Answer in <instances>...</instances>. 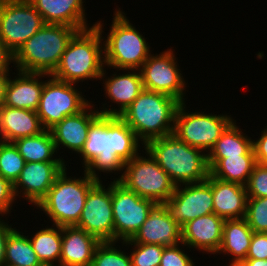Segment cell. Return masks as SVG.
I'll use <instances>...</instances> for the list:
<instances>
[{
	"instance_id": "ba28073f",
	"label": "cell",
	"mask_w": 267,
	"mask_h": 266,
	"mask_svg": "<svg viewBox=\"0 0 267 266\" xmlns=\"http://www.w3.org/2000/svg\"><path fill=\"white\" fill-rule=\"evenodd\" d=\"M145 153L147 158L139 153L127 161L124 164V172L115 180L138 196L163 204L173 195L176 185L151 155L146 151Z\"/></svg>"
},
{
	"instance_id": "4316f807",
	"label": "cell",
	"mask_w": 267,
	"mask_h": 266,
	"mask_svg": "<svg viewBox=\"0 0 267 266\" xmlns=\"http://www.w3.org/2000/svg\"><path fill=\"white\" fill-rule=\"evenodd\" d=\"M209 173L226 182L246 185L254 166L255 155L228 156L227 158H207Z\"/></svg>"
},
{
	"instance_id": "8d00e7d4",
	"label": "cell",
	"mask_w": 267,
	"mask_h": 266,
	"mask_svg": "<svg viewBox=\"0 0 267 266\" xmlns=\"http://www.w3.org/2000/svg\"><path fill=\"white\" fill-rule=\"evenodd\" d=\"M247 197H267V169L256 164L245 185Z\"/></svg>"
},
{
	"instance_id": "9a60e30c",
	"label": "cell",
	"mask_w": 267,
	"mask_h": 266,
	"mask_svg": "<svg viewBox=\"0 0 267 266\" xmlns=\"http://www.w3.org/2000/svg\"><path fill=\"white\" fill-rule=\"evenodd\" d=\"M97 181L89 190L79 222L75 225L100 242L114 241L111 183L107 188Z\"/></svg>"
},
{
	"instance_id": "8fae6325",
	"label": "cell",
	"mask_w": 267,
	"mask_h": 266,
	"mask_svg": "<svg viewBox=\"0 0 267 266\" xmlns=\"http://www.w3.org/2000/svg\"><path fill=\"white\" fill-rule=\"evenodd\" d=\"M114 241L130 240L157 203L138 196L118 180L111 182Z\"/></svg>"
},
{
	"instance_id": "d6986e66",
	"label": "cell",
	"mask_w": 267,
	"mask_h": 266,
	"mask_svg": "<svg viewBox=\"0 0 267 266\" xmlns=\"http://www.w3.org/2000/svg\"><path fill=\"white\" fill-rule=\"evenodd\" d=\"M93 107L94 104L92 105L90 102L79 113L66 116L49 129L56 150L64 147L77 154L81 152L87 140L91 123L100 115L98 108L93 110Z\"/></svg>"
},
{
	"instance_id": "e575fe53",
	"label": "cell",
	"mask_w": 267,
	"mask_h": 266,
	"mask_svg": "<svg viewBox=\"0 0 267 266\" xmlns=\"http://www.w3.org/2000/svg\"><path fill=\"white\" fill-rule=\"evenodd\" d=\"M124 246H132L130 251L132 266H159L163 250L166 246L157 244L125 243ZM126 244V245H125Z\"/></svg>"
},
{
	"instance_id": "5b68a950",
	"label": "cell",
	"mask_w": 267,
	"mask_h": 266,
	"mask_svg": "<svg viewBox=\"0 0 267 266\" xmlns=\"http://www.w3.org/2000/svg\"><path fill=\"white\" fill-rule=\"evenodd\" d=\"M66 169L56 177L47 195L36 206L54 226H75L79 222L88 192L97 182L85 171L82 178L69 177Z\"/></svg>"
},
{
	"instance_id": "603a6c76",
	"label": "cell",
	"mask_w": 267,
	"mask_h": 266,
	"mask_svg": "<svg viewBox=\"0 0 267 266\" xmlns=\"http://www.w3.org/2000/svg\"><path fill=\"white\" fill-rule=\"evenodd\" d=\"M101 242L77 226H62L60 266H91Z\"/></svg>"
},
{
	"instance_id": "e0dca14e",
	"label": "cell",
	"mask_w": 267,
	"mask_h": 266,
	"mask_svg": "<svg viewBox=\"0 0 267 266\" xmlns=\"http://www.w3.org/2000/svg\"><path fill=\"white\" fill-rule=\"evenodd\" d=\"M125 243L176 246L182 243L181 226L170 217L163 204H157L134 237Z\"/></svg>"
},
{
	"instance_id": "d590c367",
	"label": "cell",
	"mask_w": 267,
	"mask_h": 266,
	"mask_svg": "<svg viewBox=\"0 0 267 266\" xmlns=\"http://www.w3.org/2000/svg\"><path fill=\"white\" fill-rule=\"evenodd\" d=\"M245 219L253 232L267 233V197H248Z\"/></svg>"
},
{
	"instance_id": "4dcf8cb0",
	"label": "cell",
	"mask_w": 267,
	"mask_h": 266,
	"mask_svg": "<svg viewBox=\"0 0 267 266\" xmlns=\"http://www.w3.org/2000/svg\"><path fill=\"white\" fill-rule=\"evenodd\" d=\"M15 229L8 235L4 266H45L32 248L29 236Z\"/></svg>"
},
{
	"instance_id": "52a82bcc",
	"label": "cell",
	"mask_w": 267,
	"mask_h": 266,
	"mask_svg": "<svg viewBox=\"0 0 267 266\" xmlns=\"http://www.w3.org/2000/svg\"><path fill=\"white\" fill-rule=\"evenodd\" d=\"M141 141L120 116L104 115L103 151L83 169L90 177L100 181L99 172H123L124 164L136 155Z\"/></svg>"
},
{
	"instance_id": "83f0119b",
	"label": "cell",
	"mask_w": 267,
	"mask_h": 266,
	"mask_svg": "<svg viewBox=\"0 0 267 266\" xmlns=\"http://www.w3.org/2000/svg\"><path fill=\"white\" fill-rule=\"evenodd\" d=\"M233 120L222 132L207 158H227L228 156L255 155L253 139L245 135Z\"/></svg>"
},
{
	"instance_id": "74e56055",
	"label": "cell",
	"mask_w": 267,
	"mask_h": 266,
	"mask_svg": "<svg viewBox=\"0 0 267 266\" xmlns=\"http://www.w3.org/2000/svg\"><path fill=\"white\" fill-rule=\"evenodd\" d=\"M180 247V244L165 247L159 266H195L193 259Z\"/></svg>"
},
{
	"instance_id": "2e32d148",
	"label": "cell",
	"mask_w": 267,
	"mask_h": 266,
	"mask_svg": "<svg viewBox=\"0 0 267 266\" xmlns=\"http://www.w3.org/2000/svg\"><path fill=\"white\" fill-rule=\"evenodd\" d=\"M66 166L64 161L25 163L19 178L13 184L15 198L21 194L31 205L37 206Z\"/></svg>"
},
{
	"instance_id": "f35d334b",
	"label": "cell",
	"mask_w": 267,
	"mask_h": 266,
	"mask_svg": "<svg viewBox=\"0 0 267 266\" xmlns=\"http://www.w3.org/2000/svg\"><path fill=\"white\" fill-rule=\"evenodd\" d=\"M246 259L267 260V233H253Z\"/></svg>"
},
{
	"instance_id": "6da1fadb",
	"label": "cell",
	"mask_w": 267,
	"mask_h": 266,
	"mask_svg": "<svg viewBox=\"0 0 267 266\" xmlns=\"http://www.w3.org/2000/svg\"><path fill=\"white\" fill-rule=\"evenodd\" d=\"M104 24L95 22V26L78 31L69 41L60 62L51 74L52 77L68 83L84 80H100L104 64Z\"/></svg>"
},
{
	"instance_id": "44dd1931",
	"label": "cell",
	"mask_w": 267,
	"mask_h": 266,
	"mask_svg": "<svg viewBox=\"0 0 267 266\" xmlns=\"http://www.w3.org/2000/svg\"><path fill=\"white\" fill-rule=\"evenodd\" d=\"M17 71V76L14 79L10 76L8 80L4 105L37 111L45 83L42 78L49 77V74Z\"/></svg>"
},
{
	"instance_id": "277c9868",
	"label": "cell",
	"mask_w": 267,
	"mask_h": 266,
	"mask_svg": "<svg viewBox=\"0 0 267 266\" xmlns=\"http://www.w3.org/2000/svg\"><path fill=\"white\" fill-rule=\"evenodd\" d=\"M78 31L71 26L45 24L13 55L15 68L23 72L51 75L69 41Z\"/></svg>"
},
{
	"instance_id": "3957f363",
	"label": "cell",
	"mask_w": 267,
	"mask_h": 266,
	"mask_svg": "<svg viewBox=\"0 0 267 266\" xmlns=\"http://www.w3.org/2000/svg\"><path fill=\"white\" fill-rule=\"evenodd\" d=\"M180 103L167 94L144 89L120 117L144 146L150 140L173 134Z\"/></svg>"
},
{
	"instance_id": "f6af8a7d",
	"label": "cell",
	"mask_w": 267,
	"mask_h": 266,
	"mask_svg": "<svg viewBox=\"0 0 267 266\" xmlns=\"http://www.w3.org/2000/svg\"><path fill=\"white\" fill-rule=\"evenodd\" d=\"M238 266H267V260H264V259H245Z\"/></svg>"
},
{
	"instance_id": "836d02e7",
	"label": "cell",
	"mask_w": 267,
	"mask_h": 266,
	"mask_svg": "<svg viewBox=\"0 0 267 266\" xmlns=\"http://www.w3.org/2000/svg\"><path fill=\"white\" fill-rule=\"evenodd\" d=\"M116 243L101 242L94 252L91 266H132L129 253L121 251Z\"/></svg>"
},
{
	"instance_id": "ee69618b",
	"label": "cell",
	"mask_w": 267,
	"mask_h": 266,
	"mask_svg": "<svg viewBox=\"0 0 267 266\" xmlns=\"http://www.w3.org/2000/svg\"><path fill=\"white\" fill-rule=\"evenodd\" d=\"M10 71L0 72V108L4 105L5 90L9 80Z\"/></svg>"
},
{
	"instance_id": "8992f818",
	"label": "cell",
	"mask_w": 267,
	"mask_h": 266,
	"mask_svg": "<svg viewBox=\"0 0 267 266\" xmlns=\"http://www.w3.org/2000/svg\"><path fill=\"white\" fill-rule=\"evenodd\" d=\"M113 15L110 32L104 41V64L117 71L139 70L151 55V47L120 8Z\"/></svg>"
},
{
	"instance_id": "7bdbcfd3",
	"label": "cell",
	"mask_w": 267,
	"mask_h": 266,
	"mask_svg": "<svg viewBox=\"0 0 267 266\" xmlns=\"http://www.w3.org/2000/svg\"><path fill=\"white\" fill-rule=\"evenodd\" d=\"M13 63V54L6 48L0 40V72L9 71L10 64Z\"/></svg>"
},
{
	"instance_id": "7c38bea8",
	"label": "cell",
	"mask_w": 267,
	"mask_h": 266,
	"mask_svg": "<svg viewBox=\"0 0 267 266\" xmlns=\"http://www.w3.org/2000/svg\"><path fill=\"white\" fill-rule=\"evenodd\" d=\"M48 78L44 83L37 115L43 127L49 130L66 116L82 111L90 102L77 90V84L58 80L51 75Z\"/></svg>"
},
{
	"instance_id": "30bf717a",
	"label": "cell",
	"mask_w": 267,
	"mask_h": 266,
	"mask_svg": "<svg viewBox=\"0 0 267 266\" xmlns=\"http://www.w3.org/2000/svg\"><path fill=\"white\" fill-rule=\"evenodd\" d=\"M44 25L28 0H0V40L13 55Z\"/></svg>"
},
{
	"instance_id": "9c48e42d",
	"label": "cell",
	"mask_w": 267,
	"mask_h": 266,
	"mask_svg": "<svg viewBox=\"0 0 267 266\" xmlns=\"http://www.w3.org/2000/svg\"><path fill=\"white\" fill-rule=\"evenodd\" d=\"M233 120L231 115L223 113L186 112V104L182 102L175 115L173 134L184 143L208 154Z\"/></svg>"
},
{
	"instance_id": "1f68e13d",
	"label": "cell",
	"mask_w": 267,
	"mask_h": 266,
	"mask_svg": "<svg viewBox=\"0 0 267 266\" xmlns=\"http://www.w3.org/2000/svg\"><path fill=\"white\" fill-rule=\"evenodd\" d=\"M25 163L14 143L4 142L0 139V175L3 178L14 184Z\"/></svg>"
},
{
	"instance_id": "bcb514c9",
	"label": "cell",
	"mask_w": 267,
	"mask_h": 266,
	"mask_svg": "<svg viewBox=\"0 0 267 266\" xmlns=\"http://www.w3.org/2000/svg\"><path fill=\"white\" fill-rule=\"evenodd\" d=\"M261 165L267 169V158L261 163Z\"/></svg>"
},
{
	"instance_id": "5bb4252c",
	"label": "cell",
	"mask_w": 267,
	"mask_h": 266,
	"mask_svg": "<svg viewBox=\"0 0 267 266\" xmlns=\"http://www.w3.org/2000/svg\"><path fill=\"white\" fill-rule=\"evenodd\" d=\"M163 205L181 227L190 220L213 213L212 175L209 173L208 178L199 183L176 186Z\"/></svg>"
},
{
	"instance_id": "60d3db41",
	"label": "cell",
	"mask_w": 267,
	"mask_h": 266,
	"mask_svg": "<svg viewBox=\"0 0 267 266\" xmlns=\"http://www.w3.org/2000/svg\"><path fill=\"white\" fill-rule=\"evenodd\" d=\"M253 149L257 164H261L267 158V128L261 131V136L253 140Z\"/></svg>"
},
{
	"instance_id": "b9f144b4",
	"label": "cell",
	"mask_w": 267,
	"mask_h": 266,
	"mask_svg": "<svg viewBox=\"0 0 267 266\" xmlns=\"http://www.w3.org/2000/svg\"><path fill=\"white\" fill-rule=\"evenodd\" d=\"M0 217V266L5 265V249H6V240L8 235L15 229L12 228V225H8L7 221H1Z\"/></svg>"
},
{
	"instance_id": "7a4b0ae2",
	"label": "cell",
	"mask_w": 267,
	"mask_h": 266,
	"mask_svg": "<svg viewBox=\"0 0 267 266\" xmlns=\"http://www.w3.org/2000/svg\"><path fill=\"white\" fill-rule=\"evenodd\" d=\"M142 148L176 186L199 183L208 178L207 153L184 143L174 134L150 140Z\"/></svg>"
},
{
	"instance_id": "4fadbf2b",
	"label": "cell",
	"mask_w": 267,
	"mask_h": 266,
	"mask_svg": "<svg viewBox=\"0 0 267 266\" xmlns=\"http://www.w3.org/2000/svg\"><path fill=\"white\" fill-rule=\"evenodd\" d=\"M176 59L170 48L160 54H151L139 70L144 89L167 94L182 103L186 102L187 83Z\"/></svg>"
},
{
	"instance_id": "ac0fdd59",
	"label": "cell",
	"mask_w": 267,
	"mask_h": 266,
	"mask_svg": "<svg viewBox=\"0 0 267 266\" xmlns=\"http://www.w3.org/2000/svg\"><path fill=\"white\" fill-rule=\"evenodd\" d=\"M106 68L104 67L100 81L103 79L105 97L110 99V102L118 104V109L114 107L106 108V103L103 104L102 110L99 111L102 115L120 116L125 109L138 97L144 90L142 76L138 69H125L128 71L124 74L116 75L115 72L106 77ZM131 71V72H129ZM105 78V81H104Z\"/></svg>"
},
{
	"instance_id": "f1b7e54d",
	"label": "cell",
	"mask_w": 267,
	"mask_h": 266,
	"mask_svg": "<svg viewBox=\"0 0 267 266\" xmlns=\"http://www.w3.org/2000/svg\"><path fill=\"white\" fill-rule=\"evenodd\" d=\"M18 148L20 155L26 163L28 162H48V161H64L60 158H55L58 152L53 141L50 130L45 129L43 132L15 140L13 142Z\"/></svg>"
},
{
	"instance_id": "cb8c5ba5",
	"label": "cell",
	"mask_w": 267,
	"mask_h": 266,
	"mask_svg": "<svg viewBox=\"0 0 267 266\" xmlns=\"http://www.w3.org/2000/svg\"><path fill=\"white\" fill-rule=\"evenodd\" d=\"M214 213L224 220L246 216L247 192L245 186L212 176Z\"/></svg>"
},
{
	"instance_id": "ab89813d",
	"label": "cell",
	"mask_w": 267,
	"mask_h": 266,
	"mask_svg": "<svg viewBox=\"0 0 267 266\" xmlns=\"http://www.w3.org/2000/svg\"><path fill=\"white\" fill-rule=\"evenodd\" d=\"M15 200L13 184L0 175V216L11 213Z\"/></svg>"
},
{
	"instance_id": "d4e9b609",
	"label": "cell",
	"mask_w": 267,
	"mask_h": 266,
	"mask_svg": "<svg viewBox=\"0 0 267 266\" xmlns=\"http://www.w3.org/2000/svg\"><path fill=\"white\" fill-rule=\"evenodd\" d=\"M37 111L12 108L3 105L0 108V139L4 142L34 136L43 132Z\"/></svg>"
},
{
	"instance_id": "7402d4cb",
	"label": "cell",
	"mask_w": 267,
	"mask_h": 266,
	"mask_svg": "<svg viewBox=\"0 0 267 266\" xmlns=\"http://www.w3.org/2000/svg\"><path fill=\"white\" fill-rule=\"evenodd\" d=\"M40 13L45 24L66 25L79 31L95 26H88L84 0H28Z\"/></svg>"
},
{
	"instance_id": "ffe728a7",
	"label": "cell",
	"mask_w": 267,
	"mask_h": 266,
	"mask_svg": "<svg viewBox=\"0 0 267 266\" xmlns=\"http://www.w3.org/2000/svg\"><path fill=\"white\" fill-rule=\"evenodd\" d=\"M224 221L214 212L188 221L181 227V245L216 254L222 242Z\"/></svg>"
},
{
	"instance_id": "f546056e",
	"label": "cell",
	"mask_w": 267,
	"mask_h": 266,
	"mask_svg": "<svg viewBox=\"0 0 267 266\" xmlns=\"http://www.w3.org/2000/svg\"><path fill=\"white\" fill-rule=\"evenodd\" d=\"M38 260L45 266H56L60 261L62 246V226L52 225L37 231L29 237Z\"/></svg>"
},
{
	"instance_id": "484cf974",
	"label": "cell",
	"mask_w": 267,
	"mask_h": 266,
	"mask_svg": "<svg viewBox=\"0 0 267 266\" xmlns=\"http://www.w3.org/2000/svg\"><path fill=\"white\" fill-rule=\"evenodd\" d=\"M253 233L245 218L225 220L217 254H230L229 266H238L246 259Z\"/></svg>"
},
{
	"instance_id": "d6a6232c",
	"label": "cell",
	"mask_w": 267,
	"mask_h": 266,
	"mask_svg": "<svg viewBox=\"0 0 267 266\" xmlns=\"http://www.w3.org/2000/svg\"><path fill=\"white\" fill-rule=\"evenodd\" d=\"M104 115L100 114L90 125L87 140L79 153L84 169L103 151Z\"/></svg>"
}]
</instances>
